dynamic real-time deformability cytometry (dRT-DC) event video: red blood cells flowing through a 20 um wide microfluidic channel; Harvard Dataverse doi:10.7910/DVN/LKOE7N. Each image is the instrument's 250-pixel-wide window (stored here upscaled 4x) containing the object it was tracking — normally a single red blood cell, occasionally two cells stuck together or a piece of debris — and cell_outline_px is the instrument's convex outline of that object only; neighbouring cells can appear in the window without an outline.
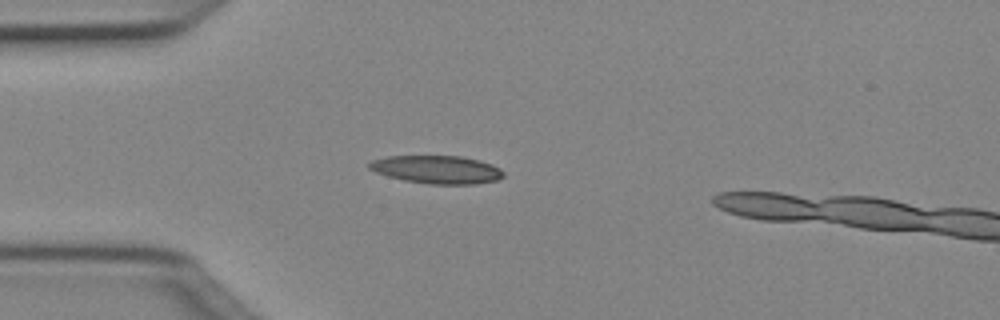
{"species": "Egyptian fruit bat (a non-hibernating species)", "species_latin": "Rousettus aegyptiacus", "temperature_condition": "cold", "stored_images_in_passage": 39, "camera_frame_rate_fps": 3000, "um_per_image_px": 0.085, "animal": {"sex": "female"}, "frame": {"image": 1, "passage_image": 7, "time_ms": 2.0, "image_size_px": [1000, 320], "cell_outline_px": [[504, 176], [496, 180], [476, 184], [428, 184], [404, 180], [388, 176], [376, 172], [368, 168], [368, 164], [372, 160], [388, 156], [460, 156], [480, 160], [492, 164], [500, 168], [504, 172]], "centroid_in_image_um": [37.15, 14.41], "position_along_channel_um": 47.8, "area_um2": 21.96}}
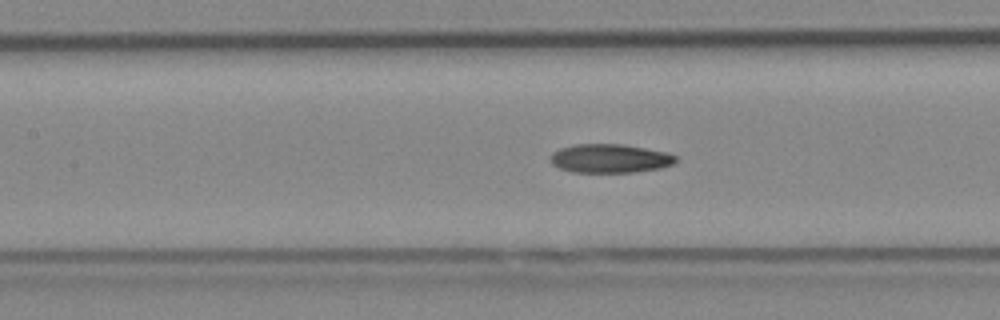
{"frame": {"image": 2, "passage_image": 16, "time_ms": 5.0, "image_size_px": [1000, 320], "cell_outline_px": [[676, 164], [660, 168], [632, 172], [572, 172], [560, 168], [552, 164], [548, 160], [552, 152], [560, 148], [572, 144], [624, 144], [668, 152], [676, 156]], "centroid_in_image_um": [51.83, 13.46], "position_along_channel_um": 155.6, "area_um2": 21.27}}
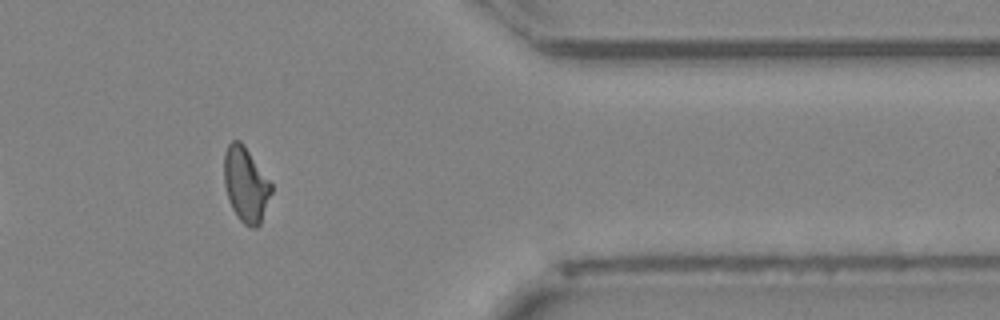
{"frame": {"image": 3, "passage_image": 35, "time_ms": 11.333, "image_size_px": [1000, 320], "cell_outline_px": [[272, 192], [260, 224], [256, 228], [252, 228], [244, 224], [236, 216], [228, 200], [224, 184], [224, 152], [228, 144], [232, 140], [240, 140], [244, 144], [272, 184]], "centroid_in_image_um": [20.88, 15.68], "position_along_channel_um": 390.5, "area_um2": 20.75}}